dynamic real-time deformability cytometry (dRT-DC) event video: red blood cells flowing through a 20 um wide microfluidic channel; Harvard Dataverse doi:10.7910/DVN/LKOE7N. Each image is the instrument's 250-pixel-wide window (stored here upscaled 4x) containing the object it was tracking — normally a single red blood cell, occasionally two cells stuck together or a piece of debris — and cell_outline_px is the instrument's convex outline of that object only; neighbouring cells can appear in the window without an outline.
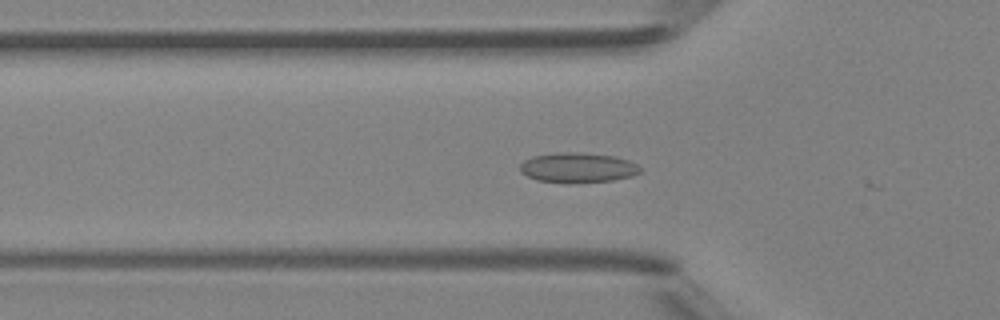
{"species": "Egyptian fruit bat (a non-hibernating species)", "species_latin": "Rousettus aegyptiacus", "temperature_condition": "room temperature", "stored_images_in_passage": 37, "camera_frame_rate_fps": 3000, "um_per_image_px": 0.085, "animal": {"sex": "female"}, "frame": {"image": 1, "passage_image": 14, "time_ms": 4.333, "image_size_px": [1000, 320], "cell_outline_px": [[640, 172], [632, 176], [612, 180], [536, 180], [520, 172], [520, 164], [524, 160], [532, 156], [556, 152], [580, 152], [616, 156], [628, 160], [636, 164], [640, 168]], "centroid_in_image_um": [49.1, 14.19], "position_along_channel_um": 76.7, "area_um2": 20.17}}
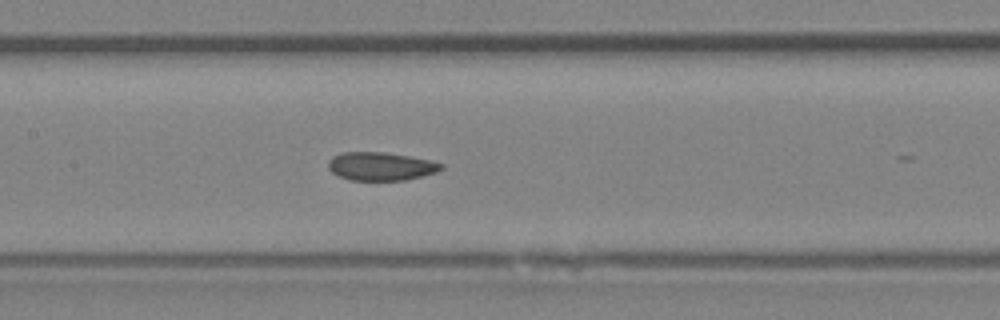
{"frame": {"image": 2, "passage_image": 21, "time_ms": 6.667, "image_size_px": [1000, 320], "cell_outline_px": [[444, 168], [436, 172], [404, 180], [352, 180], [340, 176], [332, 172], [328, 168], [328, 160], [332, 156], [340, 152], [384, 152], [432, 160], [444, 164]], "centroid_in_image_um": [32.36, 14.12], "position_along_channel_um": 175.0, "area_um2": 18.61}}
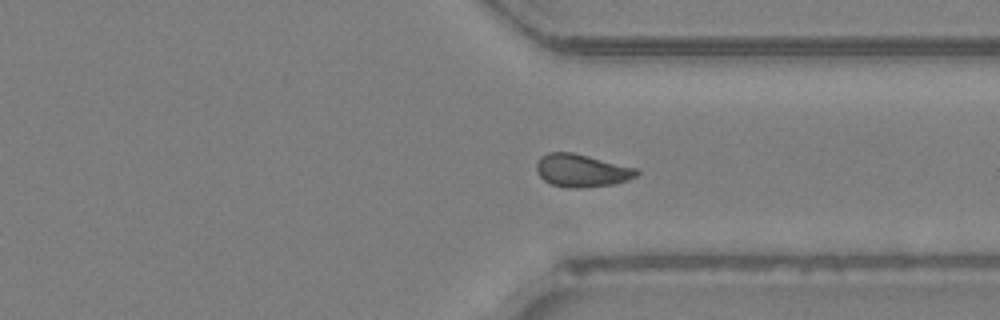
{"frame": {"image": 3, "passage_image": 34, "time_ms": 11.0, "image_size_px": [1000, 320], "cell_outline_px": [[640, 172], [636, 176], [628, 180], [616, 184], [580, 188], [572, 188], [552, 184], [544, 180], [536, 172], [536, 164], [540, 156], [548, 152], [572, 152], [640, 168]], "centroid_in_image_um": [49.48, 14.49], "position_along_channel_um": 361.9, "area_um2": 19.42}}